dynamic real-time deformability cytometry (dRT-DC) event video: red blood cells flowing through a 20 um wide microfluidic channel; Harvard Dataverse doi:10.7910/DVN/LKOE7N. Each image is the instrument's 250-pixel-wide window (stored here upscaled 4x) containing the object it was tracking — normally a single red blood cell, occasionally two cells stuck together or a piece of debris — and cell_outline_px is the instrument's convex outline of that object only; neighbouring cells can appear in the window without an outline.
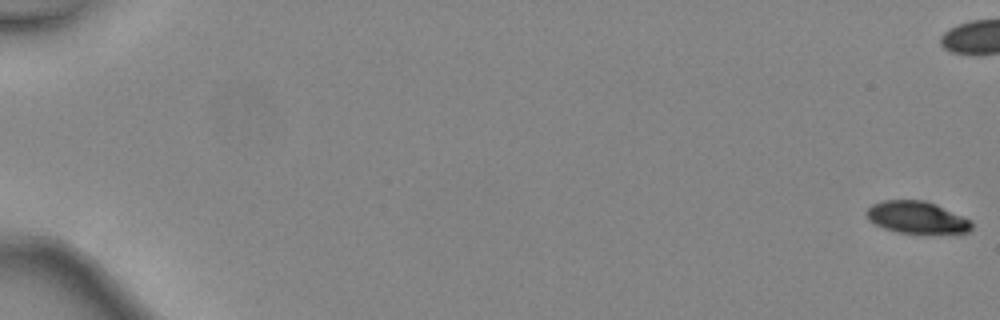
{"species": "common noctule bat (a hibernating species)", "species_latin": "Nyctalus noctula", "temperature_condition": "warm", "stored_images_in_passage": 49, "camera_frame_rate_fps": 3000, "um_per_image_px": 0.085, "animal": {"sex": "female", "body_mass_g": 24.6, "forearm_length_mm": 56.2}, "frame": {"image": 1, "passage_image": 1, "time_ms": 0.0, "image_size_px": [1000, 320], "cell_outline_px": [[972, 228], [968, 232], [960, 236], [896, 232], [884, 228], [868, 220], [864, 212], [872, 204], [884, 200], [924, 200], [936, 204], [972, 220]], "centroid_in_image_um": [78.01, 18.52], "position_along_channel_um": 7.0, "area_um2": 20.46}}
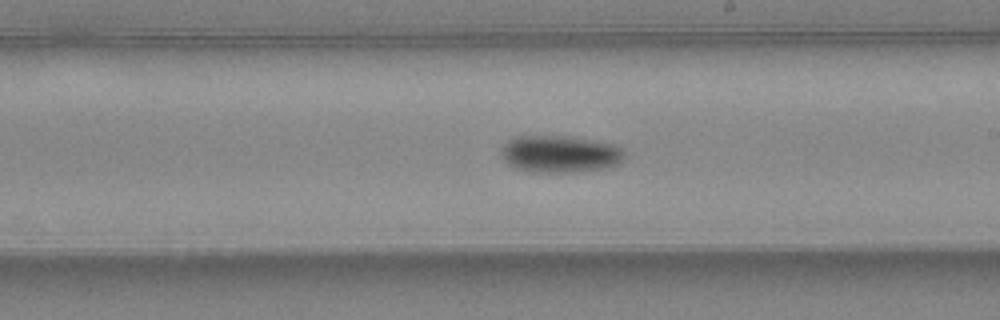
{"frame": {"image": 2, "passage_image": 30, "time_ms": 9.667, "image_size_px": [1000, 320], "cell_outline_px": [[628, 156], [620, 164], [604, 168], [576, 172], [532, 172], [512, 168], [504, 160], [500, 152], [504, 144], [508, 140], [516, 136], [572, 136], [596, 140], [616, 144], [624, 148]], "centroid_in_image_um": [47.66, 13.08], "position_along_channel_um": 241.3, "area_um2": 27.4}}
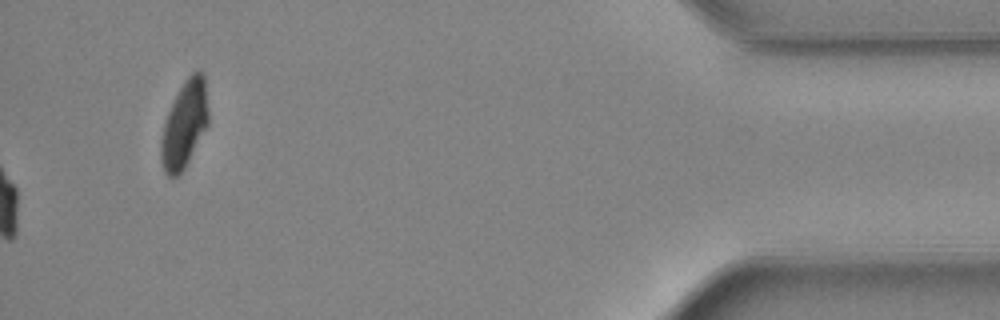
{"frame": {"image": 3, "passage_image": 49, "time_ms": 16.0, "image_size_px": [1000, 320], "cell_outline_px": [[208, 124], [180, 176], [168, 176], [164, 172], [160, 156], [160, 140], [164, 124], [168, 112], [180, 88], [188, 76], [192, 72], [200, 72], [204, 76], [208, 108]], "centroid_in_image_um": [15.66, 10.62], "position_along_channel_um": 419.5, "area_um2": 23.64}, "authors_computed_cell_mechanics": {"area_um2": 23.6402, "velocity_mm_per_s": 4.5445, "shape_relaxation_time_tau1_ms": 2.6632, "shape_relaxation_time_tau2_ms": null, "deformation_change_tau1": 0.1264, "deformation_change_tau2": null}}